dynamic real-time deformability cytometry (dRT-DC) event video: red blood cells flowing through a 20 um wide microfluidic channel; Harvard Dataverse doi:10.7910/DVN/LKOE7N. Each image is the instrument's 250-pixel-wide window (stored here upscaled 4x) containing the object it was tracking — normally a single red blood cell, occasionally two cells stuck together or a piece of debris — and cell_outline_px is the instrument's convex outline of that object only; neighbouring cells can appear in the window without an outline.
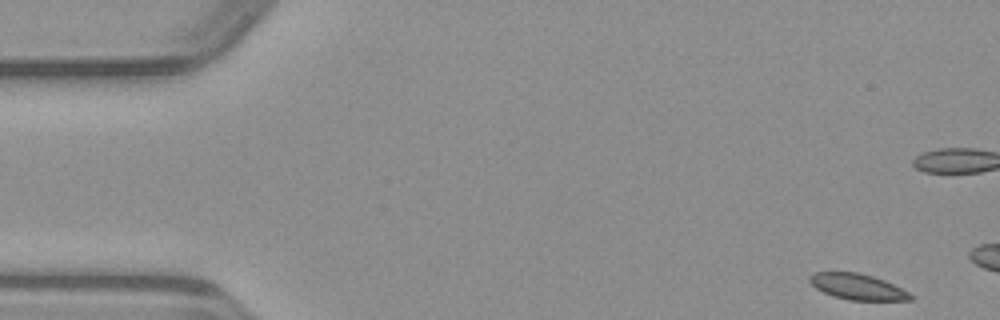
{"species": "common noctule bat (a hibernating species)", "species_latin": "Nyctalus noctula", "temperature_condition": "warm", "stored_images_in_passage": 9, "camera_frame_rate_fps": 3000, "um_per_image_px": 0.085, "animal": {"sex": "male", "body_mass_g": 23.1, "forearm_length_mm": 52.7}, "frame": {"image": 1, "passage_image": 1, "time_ms": 0.0, "image_size_px": [1000, 320], "cell_outline_px": [[916, 296], [912, 300], [848, 300], [832, 296], [816, 288], [808, 280], [808, 276], [812, 272], [856, 272], [872, 276], [884, 280]], "centroid_in_image_um": [72.87, 24.37], "position_along_channel_um": 12.1, "area_um2": 15.2}}